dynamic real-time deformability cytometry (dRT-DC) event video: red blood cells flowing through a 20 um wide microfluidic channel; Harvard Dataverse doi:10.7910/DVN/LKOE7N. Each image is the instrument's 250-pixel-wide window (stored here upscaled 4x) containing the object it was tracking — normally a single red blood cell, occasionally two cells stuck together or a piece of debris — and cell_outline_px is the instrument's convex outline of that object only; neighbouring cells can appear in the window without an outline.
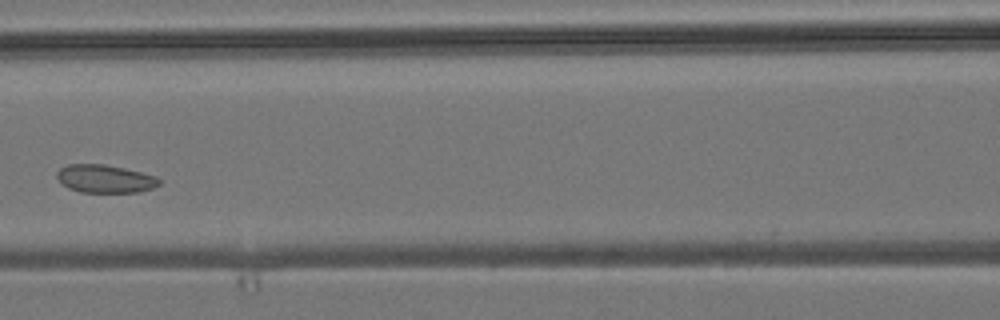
{"species": "common noctule bat (a hibernating species)", "species_latin": "Nyctalus noctula", "temperature_condition": "room temperature", "stored_images_in_passage": 6, "camera_frame_rate_fps": 3000, "um_per_image_px": 0.085, "animal": {"sex": "male", "body_mass_g": 19.2, "forearm_length_mm": 51.8}, "frame": {"image": 1, "passage_image": 5, "time_ms": 4.667, "image_size_px": [1000, 320], "cell_outline_px": [[160, 184], [152, 188], [140, 192], [80, 192], [68, 188], [60, 184], [56, 176], [56, 172], [60, 168], [68, 164], [104, 164], [124, 168], [156, 176], [160, 180]], "centroid_in_image_um": [8.89, 15.2], "position_along_channel_um": 157.7, "area_um2": 16.82}}
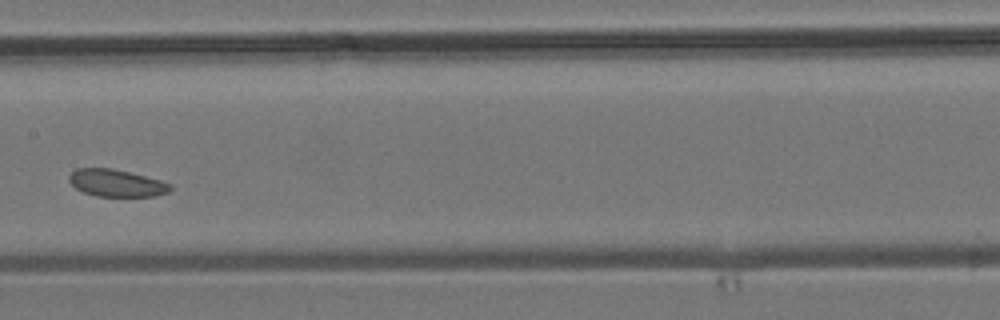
{"frame": {"image": 2, "passage_image": 6, "time_ms": 5.667, "image_size_px": [1000, 320], "cell_outline_px": [[172, 188], [168, 192], [156, 196], [96, 196], [84, 192], [76, 188], [68, 180], [68, 176], [76, 168], [112, 168], [160, 180], [172, 184]], "centroid_in_image_um": [9.89, 15.56], "position_along_channel_um": 197.5, "area_um2": 15.95}}